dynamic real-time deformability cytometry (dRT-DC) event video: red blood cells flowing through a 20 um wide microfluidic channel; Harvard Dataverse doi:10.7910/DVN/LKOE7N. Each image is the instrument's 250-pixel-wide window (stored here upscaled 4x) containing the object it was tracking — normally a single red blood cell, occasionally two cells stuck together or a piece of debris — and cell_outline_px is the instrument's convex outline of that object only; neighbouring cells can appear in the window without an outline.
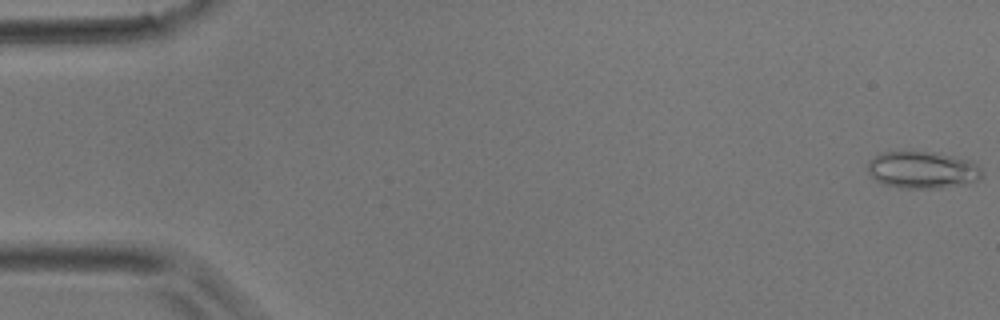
{"species": "common noctule bat (a hibernating species)", "species_latin": "Nyctalus noctula", "temperature_condition": "room temperature", "stored_images_in_passage": 4, "camera_frame_rate_fps": 3000, "um_per_image_px": 0.085, "animal": {"sex": "male", "body_mass_g": 17.9}, "frame": {"image": 1, "passage_image": 1, "time_ms": 0.0, "image_size_px": [1000, 320], "cell_outline_px": [[984, 172], [980, 180], [968, 184], [944, 188], [900, 188], [880, 184], [868, 172], [868, 160], [884, 152], [912, 148], [936, 152], [972, 160]], "centroid_in_image_um": [78.43, 14.41], "position_along_channel_um": 6.6, "area_um2": 25.84}}